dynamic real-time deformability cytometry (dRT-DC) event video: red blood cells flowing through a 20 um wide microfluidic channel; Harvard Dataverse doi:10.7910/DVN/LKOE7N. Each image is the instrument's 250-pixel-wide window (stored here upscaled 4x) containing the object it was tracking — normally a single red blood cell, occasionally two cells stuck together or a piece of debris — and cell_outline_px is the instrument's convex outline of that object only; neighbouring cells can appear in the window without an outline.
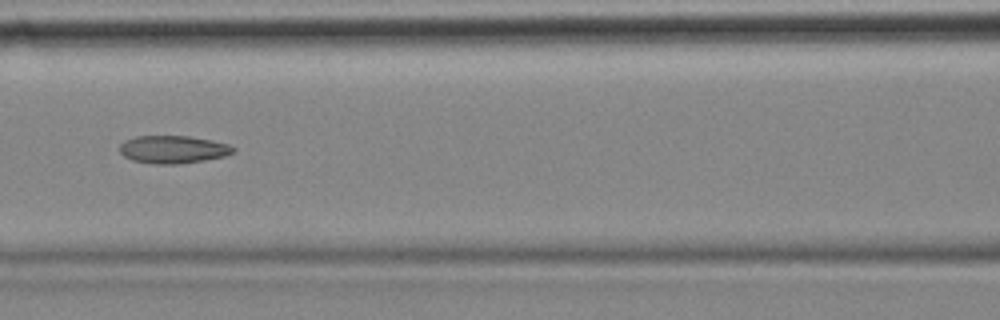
{"species": "common noctule bat (a hibernating species)", "species_latin": "Nyctalus noctula", "temperature_condition": "cold", "stored_images_in_passage": 8, "camera_frame_rate_fps": 3000, "um_per_image_px": 0.085, "animal": {"sex": "female", "body_mass_g": 18.4}, "frame": {"image": 1, "passage_image": 6, "time_ms": 1.667, "image_size_px": [1000, 320], "cell_outline_px": [[236, 152], [224, 156], [204, 160], [180, 164], [156, 164], [132, 160], [124, 156], [120, 152], [120, 144], [124, 140], [136, 136], [188, 136], [228, 144], [236, 148]], "centroid_in_image_um": [14.7, 12.7], "position_along_channel_um": 151.9, "area_um2": 18.32}}
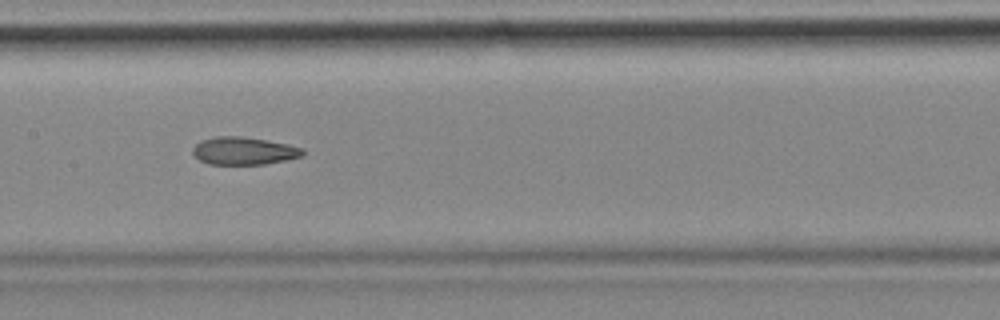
{"frame": {"image": 2, "passage_image": 7, "time_ms": 2.0, "image_size_px": [1000, 320], "cell_outline_px": [[304, 156], [288, 160], [264, 164], [208, 164], [200, 160], [192, 152], [192, 148], [200, 140], [216, 136], [240, 136], [288, 144], [304, 148]], "centroid_in_image_um": [20.74, 12.82], "position_along_channel_um": 186.7, "area_um2": 17.8}}